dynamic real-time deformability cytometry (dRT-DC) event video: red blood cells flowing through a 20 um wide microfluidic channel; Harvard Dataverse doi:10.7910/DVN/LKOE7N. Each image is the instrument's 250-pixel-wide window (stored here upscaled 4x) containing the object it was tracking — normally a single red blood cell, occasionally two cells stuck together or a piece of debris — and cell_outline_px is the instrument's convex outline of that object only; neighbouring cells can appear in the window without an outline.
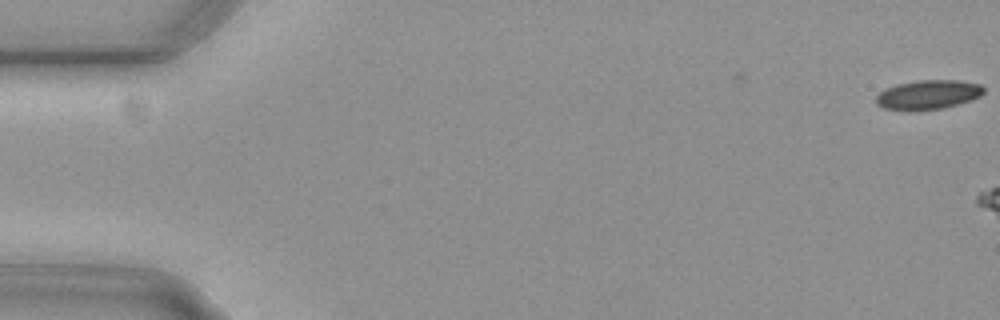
{"species": "common noctule bat (a hibernating species)", "species_latin": "Nyctalus noctula", "temperature_condition": "cold", "stored_images_in_passage": 3, "camera_frame_rate_fps": 3000, "um_per_image_px": 0.085, "animal": {"sex": "female", "body_mass_g": 29.2, "forearm_length_mm": 56.3}, "frame": {"image": 1, "passage_image": 3, "time_ms": 0.667, "image_size_px": [1000, 320], "cell_outline_px": [[984, 92], [980, 96], [956, 104], [940, 108], [912, 112], [908, 112], [884, 108], [876, 104], [876, 96], [880, 92], [896, 84], [920, 80], [956, 80], [980, 84], [984, 88]], "centroid_in_image_um": [78.84, 8.06], "position_along_channel_um": 6.2, "area_um2": 18.38}}